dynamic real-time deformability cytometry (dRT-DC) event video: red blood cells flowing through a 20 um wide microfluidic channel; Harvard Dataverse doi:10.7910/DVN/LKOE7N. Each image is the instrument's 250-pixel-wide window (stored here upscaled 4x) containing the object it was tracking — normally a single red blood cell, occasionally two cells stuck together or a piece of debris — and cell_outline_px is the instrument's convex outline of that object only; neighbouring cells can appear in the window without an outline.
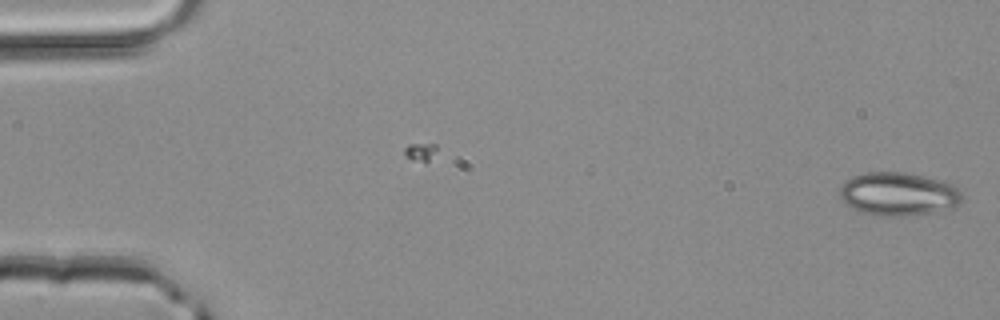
{"species": "common noctule bat (a hibernating species)", "species_latin": "Nyctalus noctula", "temperature_condition": "room temperature", "stored_images_in_passage": 6, "camera_frame_rate_fps": 3000, "um_per_image_px": 0.085, "animal": {"sex": "male", "body_mass_g": 20.4}, "frame": {"image": 1, "passage_image": 6, "time_ms": 1.667, "image_size_px": [1000, 320], "cell_outline_px": [[964, 196], [960, 204], [932, 212], [908, 216], [876, 216], [860, 212], [844, 204], [840, 200], [840, 184], [844, 180], [852, 176], [864, 172], [904, 172], [944, 180], [956, 188]], "centroid_in_image_um": [76.3, 16.49], "position_along_channel_um": 8.7, "area_um2": 31.27}}